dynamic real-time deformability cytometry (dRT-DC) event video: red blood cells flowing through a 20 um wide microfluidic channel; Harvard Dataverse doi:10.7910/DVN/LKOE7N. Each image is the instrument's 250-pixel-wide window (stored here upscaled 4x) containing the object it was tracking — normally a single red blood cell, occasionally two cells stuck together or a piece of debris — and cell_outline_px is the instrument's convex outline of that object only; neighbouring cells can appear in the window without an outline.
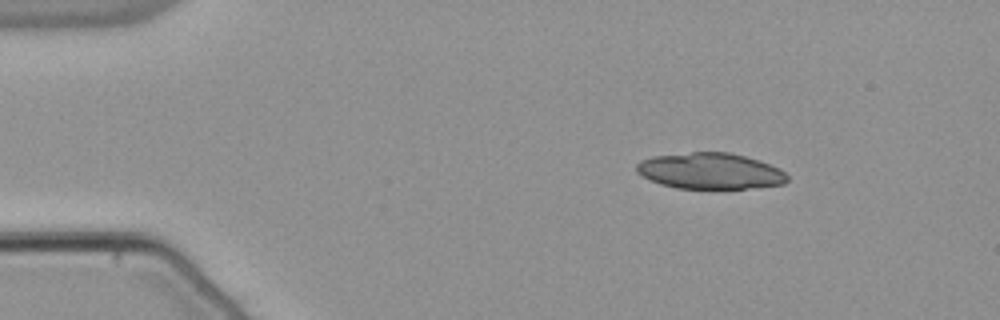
{"species": "common noctule bat (a hibernating species)", "species_latin": "Nyctalus noctula", "temperature_condition": "warm", "stored_images_in_passage": 46, "segment_of_instrument_passage": [1, 2], "camera_frame_rate_fps": 3000, "um_per_image_px": 0.085, "animal": {"sex": "male", "body_mass_g": 21.5, "forearm_length_mm": 52.0}, "frame": {"image": 1, "passage_image": 1, "time_ms": 0.0, "image_size_px": [1000, 320], "cell_outline_px": [[788, 180], [784, 184], [744, 188], [676, 188], [660, 184], [640, 176], [636, 172], [636, 164], [640, 160], [652, 156], [692, 152], [728, 152], [760, 160], [780, 168], [788, 176]], "centroid_in_image_um": [60.33, 14.53], "position_along_channel_um": 24.7, "area_um2": 31.79}}